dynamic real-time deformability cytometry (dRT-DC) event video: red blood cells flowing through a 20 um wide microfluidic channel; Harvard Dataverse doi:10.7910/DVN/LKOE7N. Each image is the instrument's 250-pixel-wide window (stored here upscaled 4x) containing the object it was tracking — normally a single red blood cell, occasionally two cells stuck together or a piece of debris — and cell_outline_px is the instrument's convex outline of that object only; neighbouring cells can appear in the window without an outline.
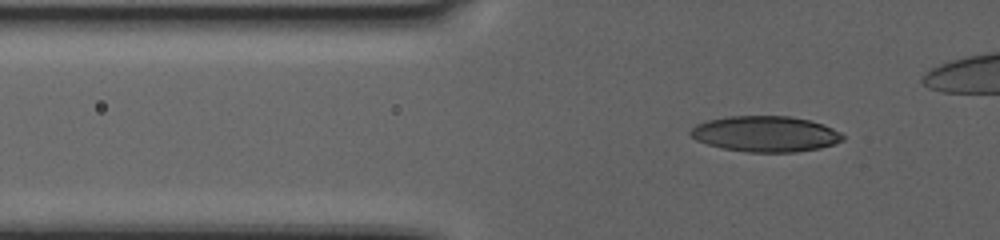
{"species": "human", "species_latin": "Homo sapiens", "temperature_condition": "warm", "stored_images_in_passage": 80, "camera_frame_rate_fps": 3000, "um_per_image_px": 0.085, "donor": {"sex": "female"}, "frame": {"image": 1, "passage_image": 34, "time_ms": 11.0, "image_size_px": [1000, 240], "cell_outline_px": [[844, 140], [836, 144], [820, 148], [796, 152], [748, 152], [724, 148], [708, 144], [696, 140], [688, 132], [696, 124], [708, 120], [728, 116], [788, 116], [808, 120], [824, 124], [840, 132], [844, 136]], "centroid_in_image_um": [65.09, 11.38], "position_along_channel_um": 60.7, "area_um2": 31.73}}
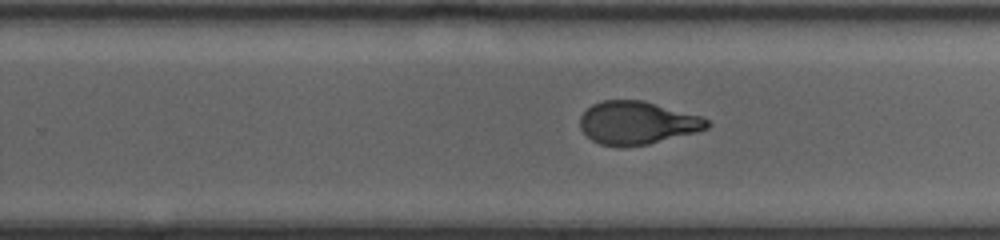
{"frame": {"image": 2, "passage_image": 61, "time_ms": 20.0, "image_size_px": [1000, 240], "cell_outline_px": [[712, 124], [708, 128], [696, 132], [648, 144], [600, 144], [592, 140], [580, 128], [580, 116], [592, 104], [604, 100], [644, 100], [700, 116], [708, 120]], "centroid_in_image_um": [54.18, 10.41], "position_along_channel_um": 275.6, "area_um2": 31.21}}
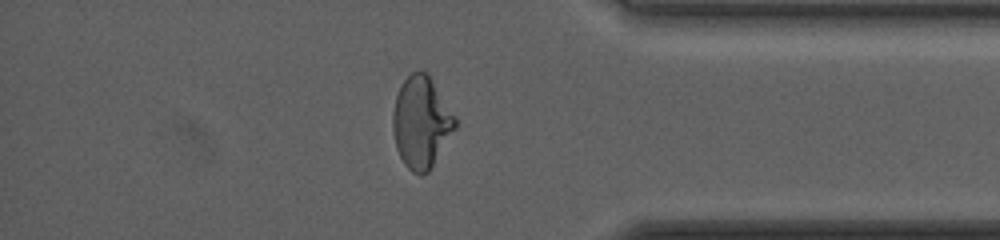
{"frame": {"image": 3, "passage_image": 76, "time_ms": 25.0, "image_size_px": [1000, 240], "cell_outline_px": [[456, 128], [428, 172], [420, 176], [412, 172], [404, 164], [396, 148], [392, 128], [392, 116], [396, 96], [400, 84], [412, 72], [428, 72], [456, 116]], "centroid_in_image_um": [35.8, 10.39], "position_along_channel_um": 399.4, "area_um2": 33.41}}